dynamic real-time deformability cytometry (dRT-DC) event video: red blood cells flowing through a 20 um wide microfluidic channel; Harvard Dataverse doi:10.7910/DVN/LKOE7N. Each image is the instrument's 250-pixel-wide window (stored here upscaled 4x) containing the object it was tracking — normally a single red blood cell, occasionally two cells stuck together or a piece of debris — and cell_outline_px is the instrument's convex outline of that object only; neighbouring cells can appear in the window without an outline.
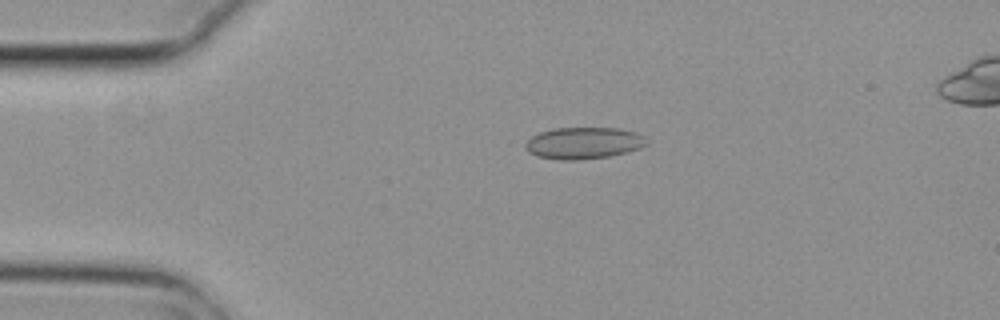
{"species": "common noctule bat (a hibernating species)", "species_latin": "Nyctalus noctula", "temperature_condition": "cold", "stored_images_in_passage": 3, "camera_frame_rate_fps": 3000, "um_per_image_px": 0.085, "animal": {"sex": "female", "body_mass_g": 29.2, "forearm_length_mm": 56.3}, "frame": {"image": 1, "passage_image": 1, "time_ms": 0.0, "image_size_px": [1000, 320], "cell_outline_px": [[648, 144], [640, 148], [608, 156], [580, 160], [560, 160], [536, 156], [528, 152], [524, 148], [524, 144], [532, 136], [540, 132], [556, 128], [620, 128], [636, 132], [644, 136]], "centroid_in_image_um": [49.59, 12.16], "position_along_channel_um": 35.4, "area_um2": 22.43}}